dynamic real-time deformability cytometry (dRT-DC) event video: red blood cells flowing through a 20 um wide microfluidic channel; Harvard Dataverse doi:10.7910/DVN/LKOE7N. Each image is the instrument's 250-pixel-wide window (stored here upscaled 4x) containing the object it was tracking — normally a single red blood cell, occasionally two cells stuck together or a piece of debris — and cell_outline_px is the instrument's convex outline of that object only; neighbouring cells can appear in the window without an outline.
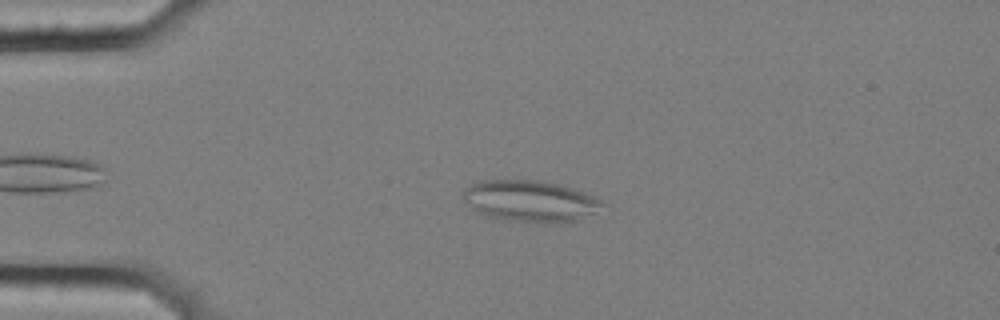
{"species": "common noctule bat (a hibernating species)", "species_latin": "Nyctalus noctula", "temperature_condition": "cold", "stored_images_in_passage": 56, "camera_frame_rate_fps": 3000, "um_per_image_px": 0.085, "animal": {"sex": "female", "body_mass_g": 25.1}, "frame": {"image": 1, "passage_image": 12, "time_ms": 3.667, "image_size_px": [1000, 320], "cell_outline_px": [[608, 204], [576, 220], [556, 224], [512, 220], [488, 216], [472, 208], [460, 196], [472, 184], [480, 180], [540, 180], [560, 184], [576, 188], [604, 200]], "centroid_in_image_um": [45.12, 17.07], "position_along_channel_um": 39.9, "area_um2": 33.58}}
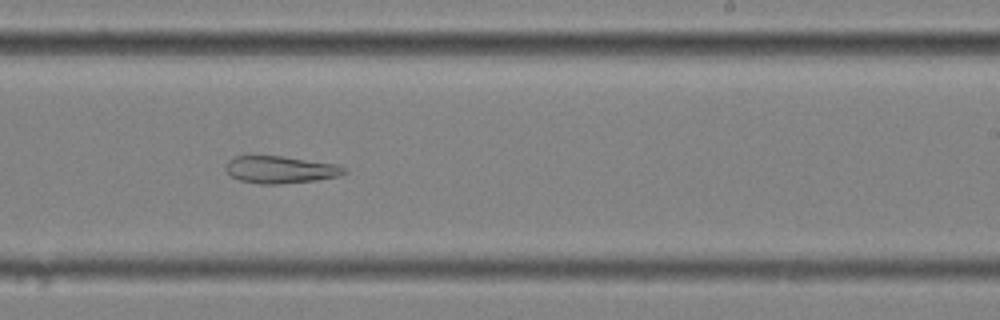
{"frame": {"image": 2, "passage_image": 34, "time_ms": 11.0, "image_size_px": [1000, 320], "cell_outline_px": [[348, 172], [340, 176], [316, 180], [280, 184], [260, 184], [240, 180], [232, 176], [224, 168], [228, 160], [236, 156], [284, 156], [336, 164], [348, 168]], "centroid_in_image_um": [23.88, 14.42], "position_along_channel_um": 265.1, "area_um2": 18.9}}
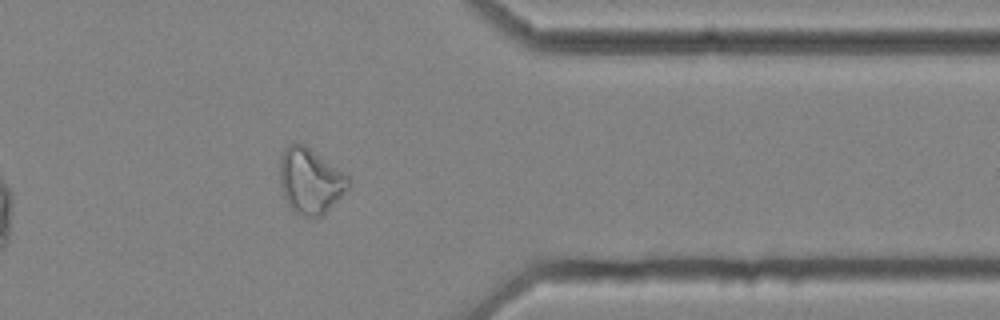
{"frame": {"image": 3, "passage_image": 45, "time_ms": 14.667, "image_size_px": [1000, 320], "cell_outline_px": [[352, 184], [320, 216], [300, 216], [288, 204], [284, 196], [280, 184], [280, 156], [284, 148], [288, 144], [304, 144], [348, 176], [352, 180]], "centroid_in_image_um": [26.35, 15.35], "position_along_channel_um": 385.0, "area_um2": 25.66}, "authors_computed_cell_mechanics": {"area_um2": 26.7036, "velocity_mm_per_s": 3.5391, "shape_relaxation_time_tau1_ms": null, "shape_relaxation_time_tau2_ms": 8.1377, "deformation_change_tau1": null, "deformation_change_tau2": 0.1928}}